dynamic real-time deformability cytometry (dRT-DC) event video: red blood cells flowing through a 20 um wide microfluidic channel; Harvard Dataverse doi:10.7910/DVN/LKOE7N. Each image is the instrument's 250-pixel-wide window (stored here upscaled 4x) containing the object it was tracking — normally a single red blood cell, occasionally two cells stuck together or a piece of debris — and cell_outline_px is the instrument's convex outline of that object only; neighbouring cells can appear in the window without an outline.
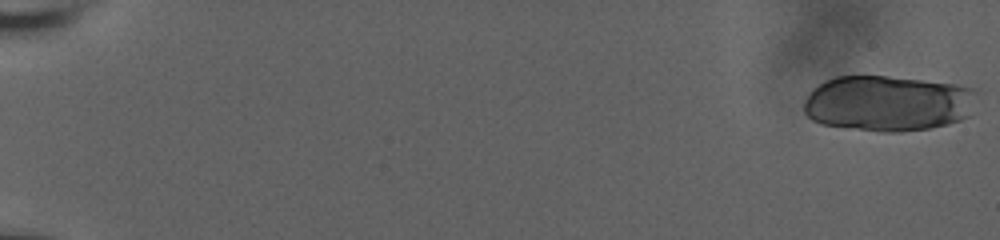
{"species": "human", "species_latin": "Homo sapiens", "temperature_condition": "room temperature", "stored_images_in_passage": 24, "camera_frame_rate_fps": 3000, "um_per_image_px": 0.085, "donor": {"sex": "male"}, "frame": {"image": 1, "passage_image": 1, "time_ms": 0.0, "image_size_px": [1000, 240], "cell_outline_px": [[976, 92], [968, 116], [960, 120], [948, 124], [928, 128], [900, 132], [876, 132], [820, 124], [812, 120], [804, 112], [804, 100], [812, 88], [836, 76], [888, 76], [956, 84], [976, 88]], "centroid_in_image_um": [75.44, 8.79], "position_along_channel_um": 9.6, "area_um2": 56.41}}
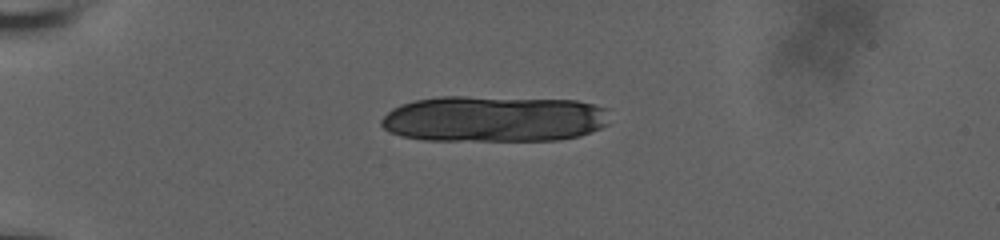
{"frame": {"image": 2, "passage_image": 17, "time_ms": 5.333, "image_size_px": [1000, 240], "cell_outline_px": [[608, 124], [600, 128], [580, 136], [560, 140], [424, 140], [400, 136], [388, 132], [380, 124], [380, 120], [392, 108], [400, 104], [416, 100], [440, 96], [464, 96], [576, 100], [608, 108]], "centroid_in_image_um": [41.97, 10.1], "position_along_channel_um": 43.0, "area_um2": 62.02}}